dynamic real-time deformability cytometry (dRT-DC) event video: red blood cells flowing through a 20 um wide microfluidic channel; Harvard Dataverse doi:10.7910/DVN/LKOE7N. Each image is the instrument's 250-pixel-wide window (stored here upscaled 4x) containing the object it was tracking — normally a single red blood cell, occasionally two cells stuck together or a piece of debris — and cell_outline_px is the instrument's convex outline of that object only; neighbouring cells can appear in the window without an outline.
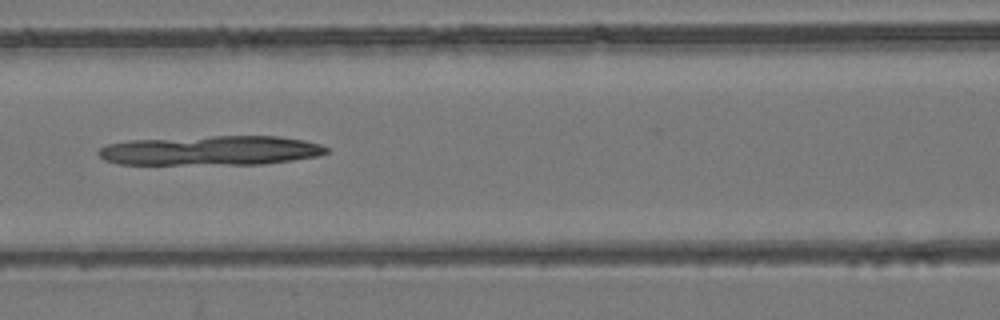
{"species": "common noctule bat (a hibernating species)", "species_latin": "Nyctalus noctula", "temperature_condition": "room temperature", "stored_images_in_passage": 7, "camera_frame_rate_fps": 3000, "um_per_image_px": 0.085, "animal": {"sex": "female", "body_mass_g": 24.6, "forearm_length_mm": 56.2}, "frame": {"image": 1, "passage_image": 7, "time_ms": 2.0, "image_size_px": [1000, 320], "cell_outline_px": [[328, 152], [320, 156], [264, 164], [116, 164], [104, 160], [96, 152], [100, 148], [108, 144], [132, 140], [212, 136], [276, 136], [304, 140], [320, 144], [328, 148]], "centroid_in_image_um": [17.93, 12.8], "position_along_channel_um": 148.7, "area_um2": 39.25}}